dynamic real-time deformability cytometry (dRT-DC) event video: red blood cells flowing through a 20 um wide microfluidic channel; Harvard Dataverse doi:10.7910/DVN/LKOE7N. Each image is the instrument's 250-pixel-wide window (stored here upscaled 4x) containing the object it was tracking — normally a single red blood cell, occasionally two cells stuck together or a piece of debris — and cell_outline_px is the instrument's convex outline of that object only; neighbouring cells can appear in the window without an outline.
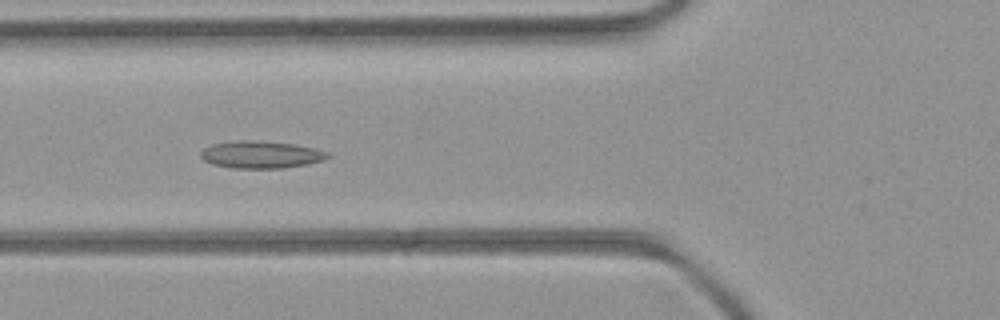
{"species": "common noctule bat (a hibernating species)", "species_latin": "Nyctalus noctula", "temperature_condition": "room temperature", "stored_images_in_passage": 48, "camera_frame_rate_fps": 3000, "um_per_image_px": 0.085, "animal": {"sex": "female", "body_mass_g": 21.9}, "frame": {"image": 1, "passage_image": 16, "time_ms": 5.0, "image_size_px": [1000, 320], "cell_outline_px": [[332, 156], [324, 160], [308, 164], [280, 168], [232, 168], [212, 164], [204, 160], [200, 156], [200, 152], [204, 148], [212, 144], [240, 140], [252, 140], [296, 144], [316, 148], [328, 152]], "centroid_in_image_um": [22.21, 13.14], "position_along_channel_um": 103.6, "area_um2": 20.29}}
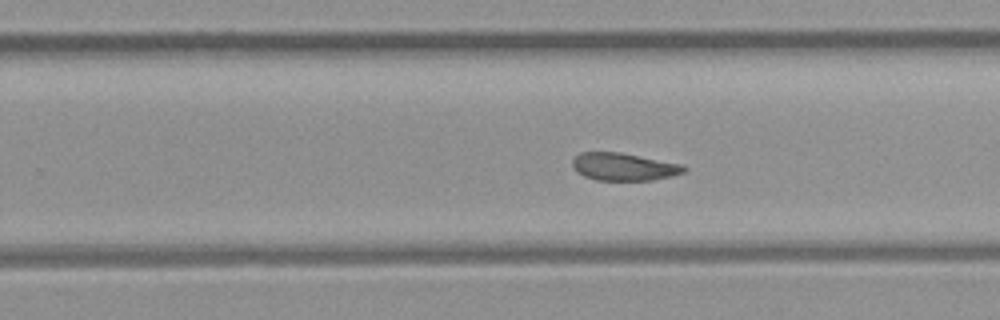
{"frame": {"image": 2, "passage_image": 29, "time_ms": 9.333, "image_size_px": [1000, 320], "cell_outline_px": [[688, 168], [684, 172], [672, 176], [652, 180], [596, 180], [584, 176], [576, 172], [572, 168], [572, 160], [580, 152], [620, 152], [684, 164]], "centroid_in_image_um": [53.03, 14.17], "position_along_channel_um": 276.8, "area_um2": 18.15}}
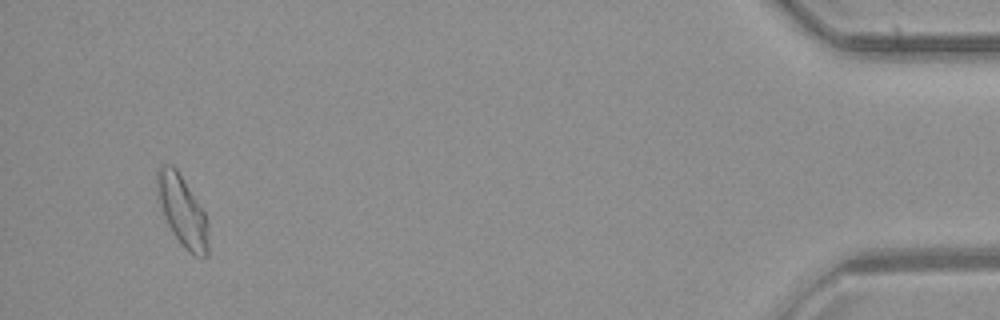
{"frame": {"image": 3, "passage_image": 46, "time_ms": 15.0, "image_size_px": [1000, 320], "cell_outline_px": [[208, 256], [200, 260], [188, 252], [180, 244], [172, 232], [168, 224], [160, 204], [156, 188], [156, 172], [160, 164], [172, 164], [176, 168], [204, 212], [208, 224]], "centroid_in_image_um": [15.5, 17.97], "position_along_channel_um": 419.7, "area_um2": 21.21}, "authors_computed_cell_mechanics": {"area_um2": 19.2763, "velocity_mm_per_s": 3.9894, "shape_relaxation_time_tau1_ms": null, "shape_relaxation_time_tau2_ms": 2.252, "deformation_change_tau1": null, "deformation_change_tau2": 0.0705}}